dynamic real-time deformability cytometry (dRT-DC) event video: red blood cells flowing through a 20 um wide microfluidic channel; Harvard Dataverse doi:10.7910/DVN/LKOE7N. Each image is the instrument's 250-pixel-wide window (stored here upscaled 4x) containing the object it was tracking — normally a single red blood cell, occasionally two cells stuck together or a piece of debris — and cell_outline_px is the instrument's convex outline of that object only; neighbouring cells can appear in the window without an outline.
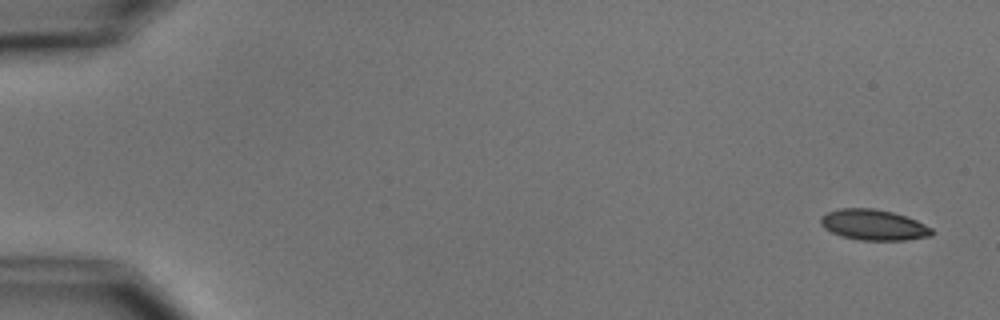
{"species": "common noctule bat (a hibernating species)", "species_latin": "Nyctalus noctula", "temperature_condition": "cold", "stored_images_in_passage": 4, "camera_frame_rate_fps": 3000, "um_per_image_px": 0.085, "animal": {"sex": "male", "body_mass_g": 15.6}, "frame": {"image": 1, "passage_image": 1, "time_ms": 0.0, "image_size_px": [1000, 320], "cell_outline_px": [[932, 236], [904, 240], [860, 240], [840, 236], [824, 228], [820, 224], [820, 216], [828, 212], [840, 208], [872, 208], [892, 212], [916, 220], [932, 228]], "centroid_in_image_um": [74.22, 19.11], "position_along_channel_um": 10.8, "area_um2": 19.83}}